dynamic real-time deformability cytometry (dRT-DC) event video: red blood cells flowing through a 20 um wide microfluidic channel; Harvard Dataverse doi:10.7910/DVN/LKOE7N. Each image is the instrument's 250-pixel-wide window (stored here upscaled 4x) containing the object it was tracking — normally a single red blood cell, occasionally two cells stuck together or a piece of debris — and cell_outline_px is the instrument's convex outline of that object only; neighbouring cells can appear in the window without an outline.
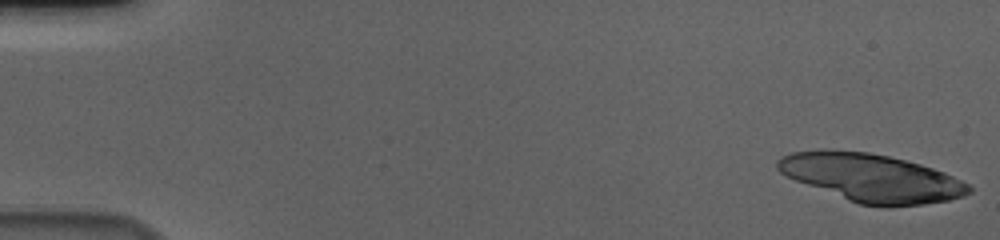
{"species": "human", "species_latin": "Homo sapiens", "temperature_condition": "cold", "stored_images_in_passage": 19, "camera_frame_rate_fps": 3000, "um_per_image_px": 0.085, "donor": {"sex": "male"}, "frame": {"image": 1, "passage_image": 1, "time_ms": 0.0, "image_size_px": [1000, 240], "cell_outline_px": [[972, 192], [964, 196], [948, 200], [924, 204], [888, 208], [860, 204], [848, 200], [796, 180], [780, 172], [776, 168], [776, 160], [780, 156], [792, 152], [820, 148], [824, 148], [868, 152], [888, 156], [920, 164], [944, 172], [968, 184], [972, 188]], "centroid_in_image_um": [74.05, 15.1], "position_along_channel_um": 11.0, "area_um2": 53.7}}
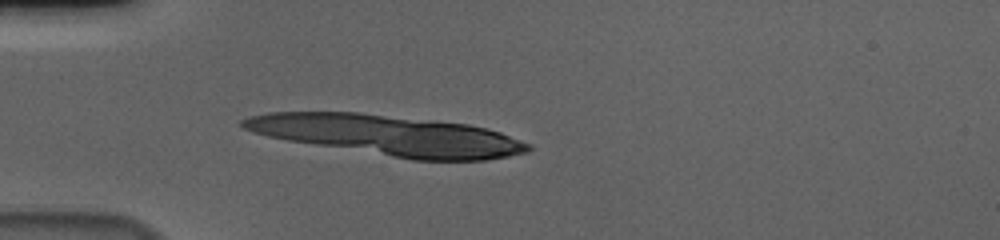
{"frame": {"image": 2, "passage_image": 16, "time_ms": 5.0, "image_size_px": [1000, 240], "cell_outline_px": [[532, 148], [528, 152], [508, 156], [484, 160], [412, 160], [288, 140], [268, 136], [252, 132], [244, 128], [240, 124], [240, 120], [248, 116], [268, 112], [360, 112], [468, 124], [488, 128], [500, 132], [532, 144]], "centroid_in_image_um": [32.99, 11.49], "position_along_channel_um": 52.0, "area_um2": 66.99}}